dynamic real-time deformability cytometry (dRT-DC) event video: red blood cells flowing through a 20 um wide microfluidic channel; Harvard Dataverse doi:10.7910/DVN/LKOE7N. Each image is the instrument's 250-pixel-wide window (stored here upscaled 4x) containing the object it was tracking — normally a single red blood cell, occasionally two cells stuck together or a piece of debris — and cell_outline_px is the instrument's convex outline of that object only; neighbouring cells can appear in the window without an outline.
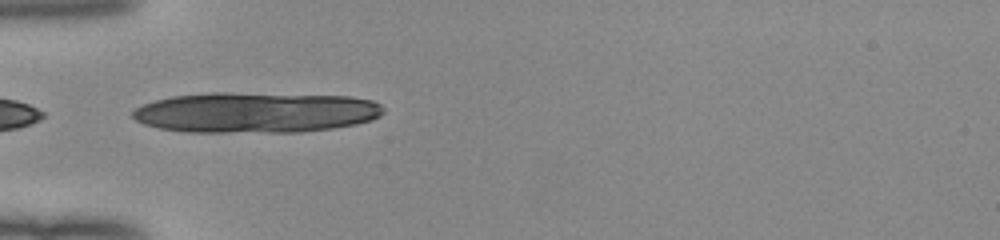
{"species": "human", "species_latin": "Homo sapiens", "temperature_condition": "room temperature", "stored_images_in_passage": 36, "camera_frame_rate_fps": 3000, "um_per_image_px": 0.085, "donor": {"sex": "female"}, "frame": {"image": 1, "passage_image": 2, "time_ms": 0.333, "image_size_px": [1000, 240], "cell_outline_px": [[384, 112], [380, 116], [372, 120], [356, 124], [332, 128], [300, 132], [188, 132], [160, 128], [144, 124], [136, 120], [132, 116], [132, 112], [136, 108], [144, 104], [156, 100], [172, 96], [212, 92], [224, 92], [348, 96], [372, 100], [380, 104], [384, 108]], "centroid_in_image_um": [21.75, 9.55], "position_along_channel_um": 63.3, "area_um2": 59.48}}